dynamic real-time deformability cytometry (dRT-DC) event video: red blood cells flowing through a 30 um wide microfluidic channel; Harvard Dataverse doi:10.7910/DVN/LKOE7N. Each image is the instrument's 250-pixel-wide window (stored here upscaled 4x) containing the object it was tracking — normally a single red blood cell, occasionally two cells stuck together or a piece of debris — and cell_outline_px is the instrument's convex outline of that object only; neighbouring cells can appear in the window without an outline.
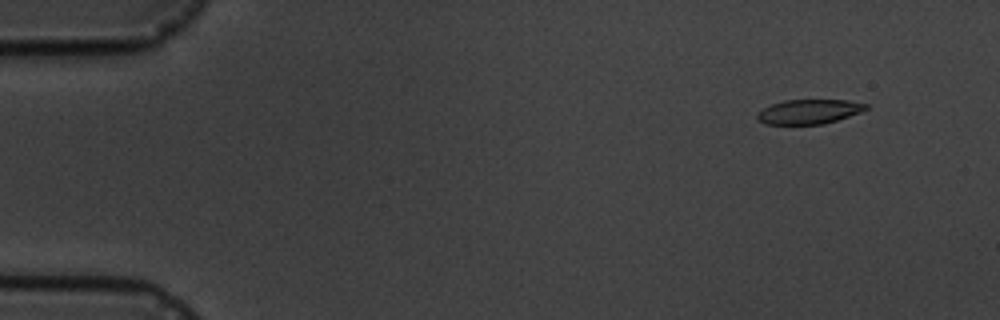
{"species": "common noctule bat (a hibernating species)", "species_latin": "Nyctalus noctula", "temperature_condition": "cold", "stored_images_in_passage": 17, "camera_frame_rate_fps": 3000, "um_per_image_px": 0.085, "animal": {"sex": "male", "body_mass_g": 19.5, "forearm_length_mm": 54.6}, "frame": {"image": 1, "passage_image": 2, "time_ms": 1.333, "image_size_px": [1000, 320], "cell_outline_px": [[868, 108], [860, 112], [824, 124], [764, 124], [756, 116], [756, 112], [772, 104], [784, 100], [848, 100], [868, 104]], "centroid_in_image_um": [68.75, 9.48], "position_along_channel_um": 16.2, "area_um2": 15.43}}
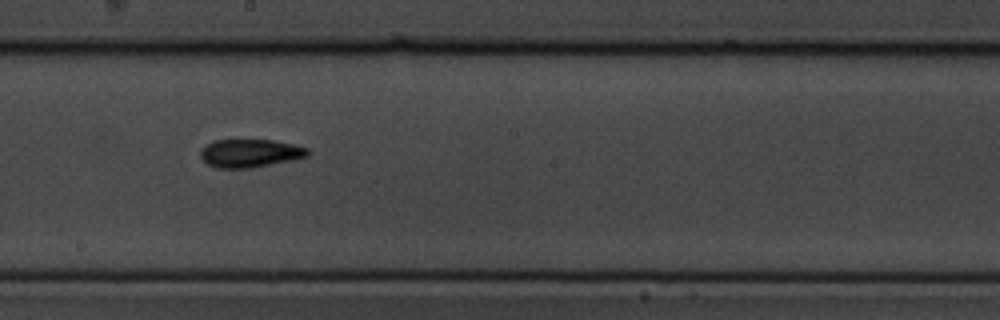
{"frame": {"image": 2, "passage_image": 10, "time_ms": 10.333, "image_size_px": [1000, 320], "cell_outline_px": [[308, 156], [292, 160], [252, 168], [216, 168], [208, 164], [200, 156], [200, 148], [212, 140], [272, 140], [292, 144], [308, 148]], "centroid_in_image_um": [21.21, 13.02], "position_along_channel_um": 227.0, "area_um2": 17.63}}
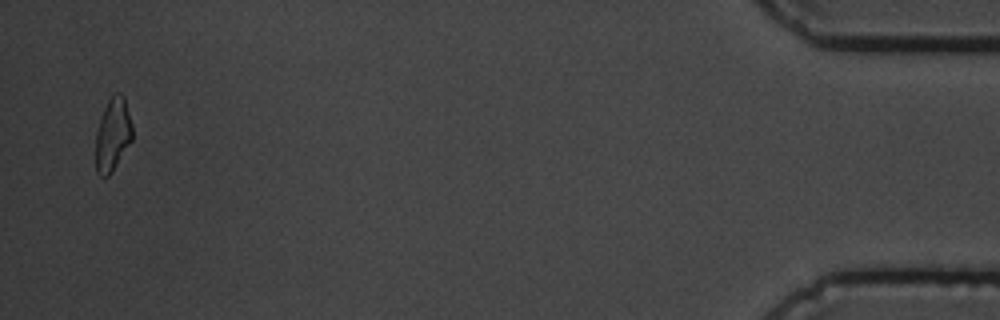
{"frame": {"image": 3, "passage_image": 17, "time_ms": 18.333, "image_size_px": [1000, 320], "cell_outline_px": [[132, 140], [112, 172], [108, 176], [100, 176], [96, 172], [96, 132], [104, 108], [108, 100], [116, 92], [120, 92], [124, 96], [132, 124]], "centroid_in_image_um": [9.59, 11.44], "position_along_channel_um": 425.6, "area_um2": 15.55}, "authors_computed_cell_mechanics": {"area_um2": 17.051, "velocity_mm_per_s": 3.5279, "shape_relaxation_time_tau1_ms": 5.5858, "shape_relaxation_time_tau2_ms": 2.8426, "deformation_change_tau1": 0.169, "deformation_change_tau2": 0.0826}}